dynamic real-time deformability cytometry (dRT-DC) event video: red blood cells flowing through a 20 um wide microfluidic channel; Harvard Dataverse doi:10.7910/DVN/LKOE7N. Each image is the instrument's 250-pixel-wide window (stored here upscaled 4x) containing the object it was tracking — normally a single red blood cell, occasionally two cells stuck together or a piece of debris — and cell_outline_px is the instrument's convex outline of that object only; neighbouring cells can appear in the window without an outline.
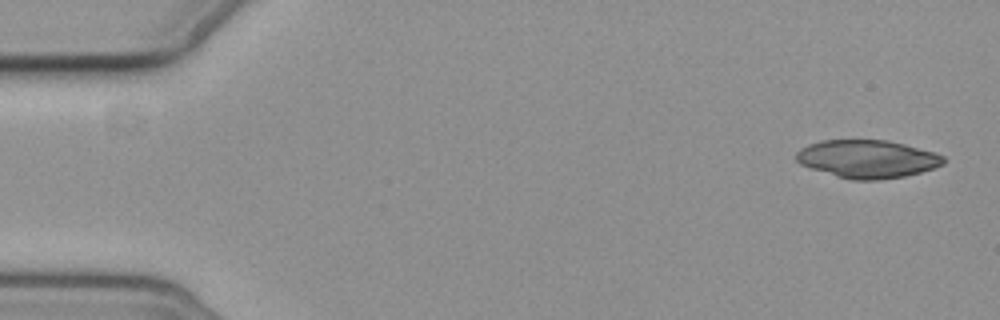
{"species": "common noctule bat (a hibernating species)", "species_latin": "Nyctalus noctula", "temperature_condition": "cold", "stored_images_in_passage": 5, "camera_frame_rate_fps": 3000, "um_per_image_px": 0.085, "animal": {"sex": "female", "body_mass_g": 19.3, "forearm_length_mm": 54.1}, "frame": {"image": 1, "passage_image": 1, "time_ms": 0.0, "image_size_px": [1000, 320], "cell_outline_px": [[944, 164], [920, 172], [904, 176], [880, 180], [852, 180], [836, 176], [800, 164], [796, 160], [796, 152], [800, 148], [808, 144], [820, 140], [888, 140], [936, 152], [944, 156]], "centroid_in_image_um": [73.72, 13.5], "position_along_channel_um": 11.3, "area_um2": 32.6}}